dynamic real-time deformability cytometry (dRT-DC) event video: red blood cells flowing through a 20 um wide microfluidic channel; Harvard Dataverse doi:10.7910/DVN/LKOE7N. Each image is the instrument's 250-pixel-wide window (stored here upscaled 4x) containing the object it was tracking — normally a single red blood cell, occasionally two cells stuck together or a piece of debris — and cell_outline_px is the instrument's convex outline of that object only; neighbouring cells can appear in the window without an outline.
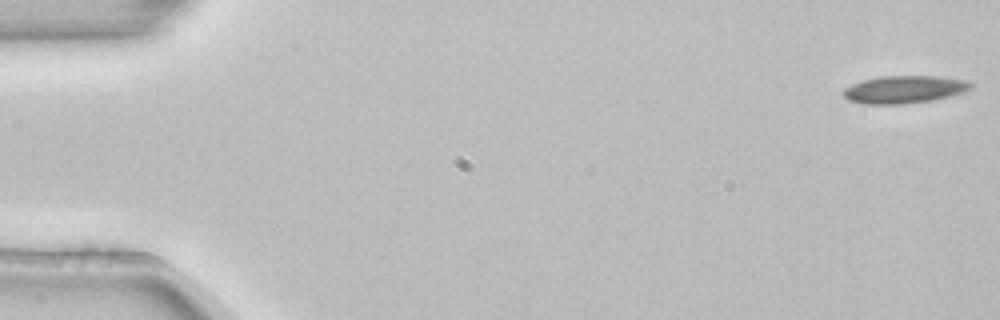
{"species": "common noctule bat (a hibernating species)", "species_latin": "Nyctalus noctula", "temperature_condition": "room temperature", "stored_images_in_passage": 4, "camera_frame_rate_fps": 3000, "um_per_image_px": 0.085, "animal": {"sex": "female", "body_mass_g": 22.7, "forearm_length_mm": 54.2}, "frame": {"image": 1, "passage_image": 1, "time_ms": 0.0, "image_size_px": [1000, 320], "cell_outline_px": [[972, 88], [964, 92], [932, 100], [904, 104], [860, 104], [848, 100], [844, 96], [844, 88], [852, 84], [864, 80], [880, 76], [936, 76], [964, 80], [972, 84]], "centroid_in_image_um": [76.84, 7.61], "position_along_channel_um": 8.2, "area_um2": 20.4}}
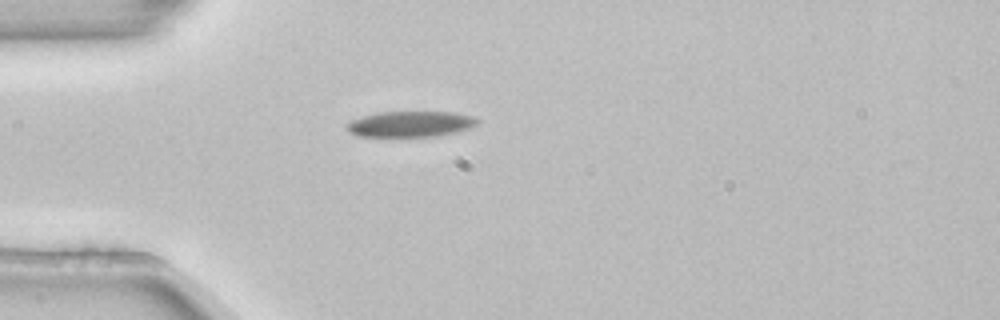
{"frame": {"image": 2, "passage_image": 4, "time_ms": 1.0, "image_size_px": [1000, 320], "cell_outline_px": [[480, 120], [472, 128], [456, 132], [436, 136], [356, 136], [348, 132], [344, 128], [344, 124], [352, 120], [376, 112], [456, 112], [476, 116]], "centroid_in_image_um": [34.9, 10.54], "position_along_channel_um": 50.1, "area_um2": 19.88}}